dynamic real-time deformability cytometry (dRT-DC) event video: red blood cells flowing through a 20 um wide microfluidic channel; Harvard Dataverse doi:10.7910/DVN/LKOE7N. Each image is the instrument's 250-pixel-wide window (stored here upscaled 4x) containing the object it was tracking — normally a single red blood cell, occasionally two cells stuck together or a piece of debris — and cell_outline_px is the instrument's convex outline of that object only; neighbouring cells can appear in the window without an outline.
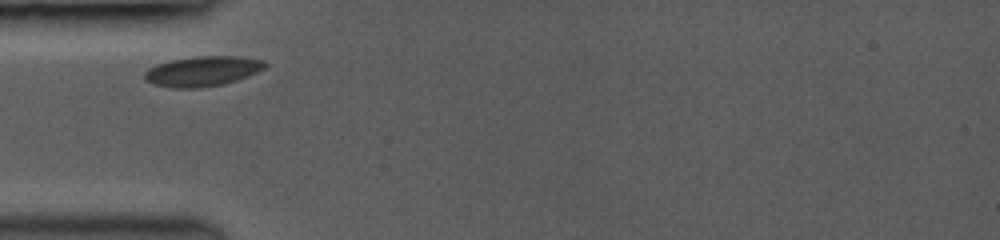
{"species": "common noctule bat (a hibernating species)", "species_latin": "Nyctalus noctula", "temperature_condition": "room temperature", "stored_images_in_passage": 32, "camera_frame_rate_fps": 3500, "um_per_image_px": 0.085, "animal": {"sex": "female", "body_mass_g": 19.0, "forearm_length_mm": 53.3}, "frame": {"image": 1, "passage_image": 1, "time_ms": 0.0, "image_size_px": [1000, 240], "cell_outline_px": [[268, 64], [264, 68], [248, 76], [236, 80], [220, 84], [196, 88], [176, 88], [152, 84], [144, 80], [144, 72], [148, 68], [156, 64], [172, 60], [192, 56], [240, 56], [264, 60]], "centroid_in_image_um": [17.19, 6.04], "position_along_channel_um": 67.8, "area_um2": 21.1}}
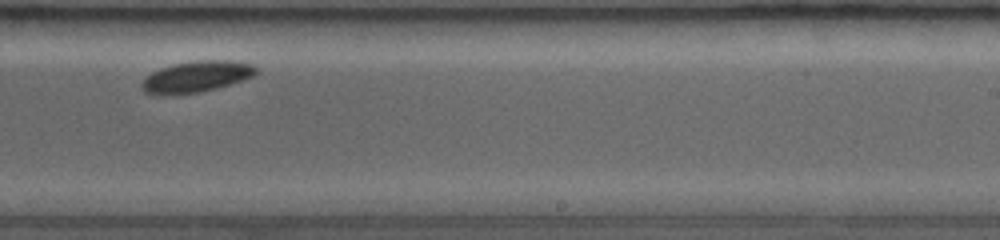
{"frame": {"image": 2, "passage_image": 20, "time_ms": 5.429, "image_size_px": [1000, 240], "cell_outline_px": [[256, 72], [252, 76], [228, 84], [196, 92], [144, 92], [140, 88], [140, 84], [152, 72], [160, 68], [172, 64], [196, 60], [228, 60], [252, 64], [256, 68]], "centroid_in_image_um": [16.7, 6.45], "position_along_channel_um": 272.3, "area_um2": 19.71}}
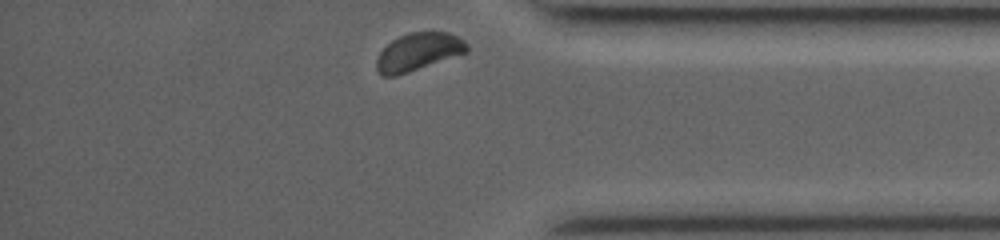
{"frame": {"image": 3, "passage_image": 32, "time_ms": 8.857, "image_size_px": [1000, 240], "cell_outline_px": [[468, 48], [464, 52], [408, 72], [396, 76], [380, 76], [376, 68], [376, 60], [380, 52], [392, 40], [400, 36], [412, 32], [448, 32], [456, 36]], "centroid_in_image_um": [35.45, 4.41], "position_along_channel_um": 399.7, "area_um2": 19.13}, "authors_computed_cell_mechanics": {"area_um2": 20.1722, "velocity_mm_per_s": 3.7923, "shape_relaxation_time_tau1_ms": 1.708, "shape_relaxation_time_tau2_ms": null, "deformation_change_tau1": 0.0696, "deformation_change_tau2": null}}